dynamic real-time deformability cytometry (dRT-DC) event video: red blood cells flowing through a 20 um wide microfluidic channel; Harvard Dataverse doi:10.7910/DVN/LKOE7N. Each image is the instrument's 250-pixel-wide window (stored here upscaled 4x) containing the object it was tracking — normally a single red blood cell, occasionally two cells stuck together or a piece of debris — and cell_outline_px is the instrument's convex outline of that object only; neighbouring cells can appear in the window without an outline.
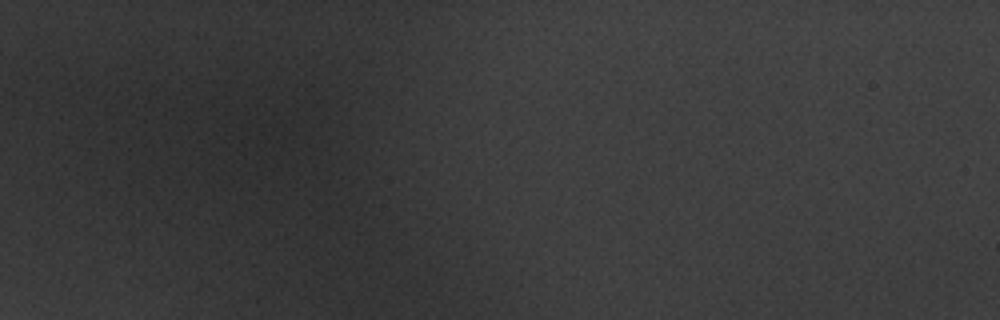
{"species": "common noctule bat (a hibernating species)", "species_latin": "Nyctalus noctula", "temperature_condition": "warm", "stored_images_in_passage": 3, "camera_frame_rate_fps": 3000, "um_per_image_px": 0.085, "animal": {"sex": "male", "body_mass_g": 20.1, "forearm_length_mm": 53.5}, "frame": {"image": 1, "passage_image": 1, "time_ms": 0.0, "image_size_px": [1000, 320], "cell_outline_px": [[324, 148], [312, 168], [272, 168], [256, 136], [268, 124], [312, 128], [324, 144]], "centroid_in_image_um": [24.69, 12.43], "position_along_channel_um": 60.3, "area_um2": 16.7}}